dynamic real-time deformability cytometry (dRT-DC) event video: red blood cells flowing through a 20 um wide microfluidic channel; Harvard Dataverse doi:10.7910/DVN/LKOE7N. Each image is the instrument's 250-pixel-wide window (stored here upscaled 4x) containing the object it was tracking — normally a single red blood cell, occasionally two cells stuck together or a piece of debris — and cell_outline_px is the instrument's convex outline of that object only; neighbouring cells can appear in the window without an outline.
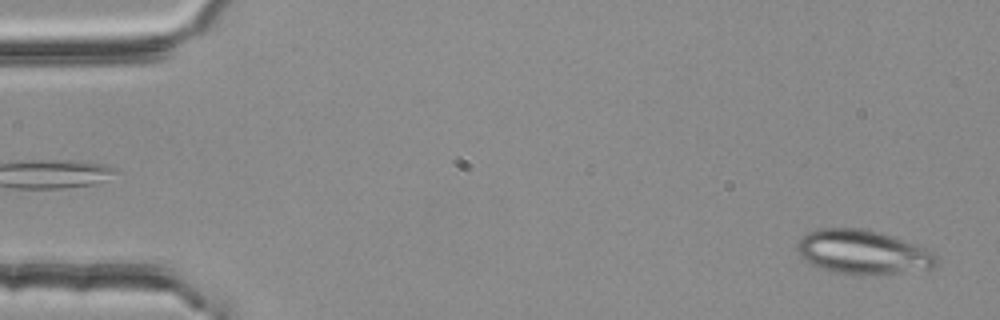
{"species": "common noctule bat (a hibernating species)", "species_latin": "Nyctalus noctula", "temperature_condition": "room temperature", "stored_images_in_passage": 52, "camera_frame_rate_fps": 3000, "um_per_image_px": 0.085, "animal": {"sex": "female", "body_mass_g": 25.1}, "frame": {"image": 1, "passage_image": 2, "time_ms": 0.333, "image_size_px": [1000, 320], "cell_outline_px": [[940, 264], [936, 268], [872, 276], [860, 276], [836, 272], [820, 268], [804, 260], [800, 256], [796, 248], [796, 244], [808, 232], [820, 228], [864, 228], [880, 232], [892, 236], [924, 248], [932, 252], [936, 256]], "centroid_in_image_um": [73.36, 21.45], "position_along_channel_um": 11.6, "area_um2": 36.18}}
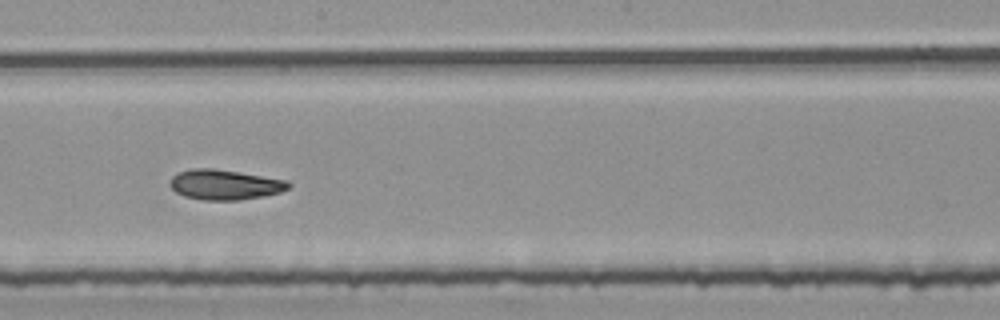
{"frame": {"image": 2, "passage_image": 30, "time_ms": 9.667, "image_size_px": [1000, 320], "cell_outline_px": [[292, 184], [288, 188], [280, 192], [264, 196], [240, 200], [204, 200], [184, 196], [176, 192], [168, 184], [172, 176], [176, 172], [192, 168], [212, 168], [240, 172], [288, 180]], "centroid_in_image_um": [19.09, 15.69], "position_along_channel_um": 229.1, "area_um2": 20.98}}
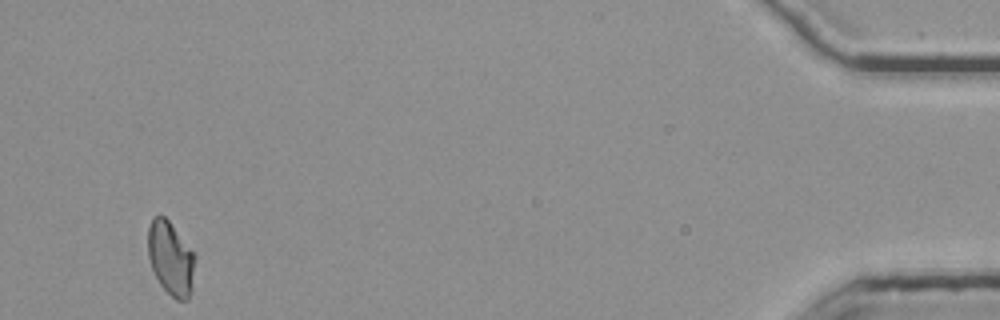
{"frame": {"image": 3, "passage_image": 52, "time_ms": 17.0, "image_size_px": [1000, 320], "cell_outline_px": [[196, 256], [192, 292], [188, 300], [176, 300], [160, 284], [152, 268], [148, 256], [148, 228], [152, 220], [156, 216], [164, 216], [168, 220]], "centroid_in_image_um": [14.53, 22.0], "position_along_channel_um": 420.7, "area_um2": 20.06}, "authors_computed_cell_mechanics": {"area_um2": 20.9236, "velocity_mm_per_s": 3.7431, "shape_relaxation_time_tau1_ms": 9.5023, "shape_relaxation_time_tau2_ms": 3.2713, "deformation_change_tau1": 0.1986, "deformation_change_tau2": 0.0969}}